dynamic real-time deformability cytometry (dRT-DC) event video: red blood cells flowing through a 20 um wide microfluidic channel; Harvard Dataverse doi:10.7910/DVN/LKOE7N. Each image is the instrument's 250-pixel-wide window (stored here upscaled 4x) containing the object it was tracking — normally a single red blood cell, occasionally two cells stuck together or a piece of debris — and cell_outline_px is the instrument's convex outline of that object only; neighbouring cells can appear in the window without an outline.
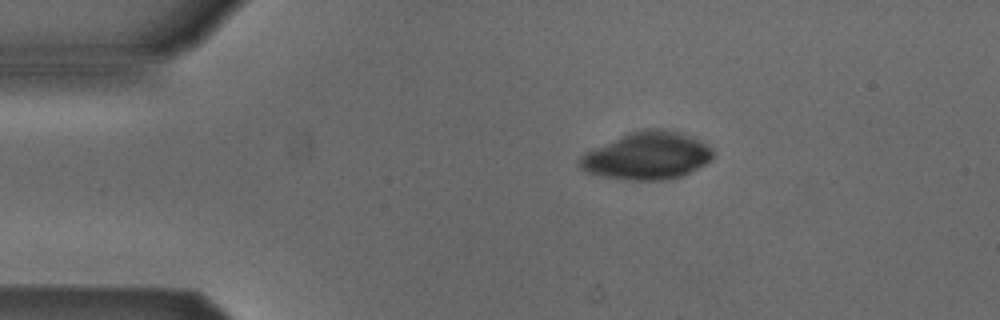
{"species": "Egyptian fruit bat (a non-hibernating species)", "species_latin": "Rousettus aegyptiacus", "temperature_condition": "cold", "stored_images_in_passage": 3, "camera_frame_rate_fps": 3000, "um_per_image_px": 0.085, "animal": {"sex": "male"}, "frame": {"image": 1, "passage_image": 1, "time_ms": 0.0, "image_size_px": [1000, 320], "cell_outline_px": [[712, 160], [684, 176], [664, 180], [628, 180], [604, 176], [588, 172], [580, 168], [580, 156], [584, 152], [592, 148], [628, 132], [640, 128], [660, 128], [676, 132], [688, 136], [712, 148]], "centroid_in_image_um": [54.98, 13.24], "position_along_channel_um": 30.0, "area_um2": 36.76}}